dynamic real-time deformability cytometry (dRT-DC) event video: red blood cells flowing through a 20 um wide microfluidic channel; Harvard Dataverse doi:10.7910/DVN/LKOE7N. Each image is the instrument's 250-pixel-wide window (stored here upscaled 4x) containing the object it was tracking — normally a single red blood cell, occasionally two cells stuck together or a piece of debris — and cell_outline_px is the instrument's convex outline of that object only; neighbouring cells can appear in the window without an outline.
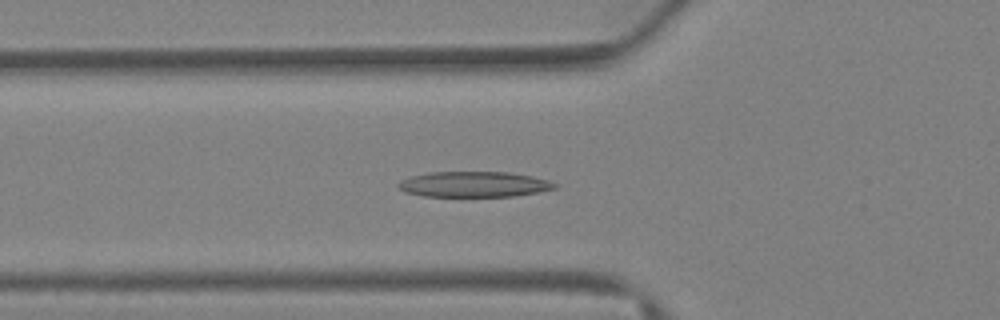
{"species": "Egyptian fruit bat (a non-hibernating species)", "species_latin": "Rousettus aegyptiacus", "temperature_condition": "warm", "stored_images_in_passage": 29, "camera_frame_rate_fps": 3000, "um_per_image_px": 0.085, "animal": {"sex": "female"}, "frame": {"image": 1, "passage_image": 4, "time_ms": 1.0, "image_size_px": [1000, 320], "cell_outline_px": [[560, 184], [556, 188], [540, 192], [512, 196], [424, 196], [404, 192], [396, 184], [400, 180], [412, 176], [432, 172], [508, 172], [532, 176], [548, 180]], "centroid_in_image_um": [40.32, 15.66], "position_along_channel_um": 85.5, "area_um2": 23.29}}
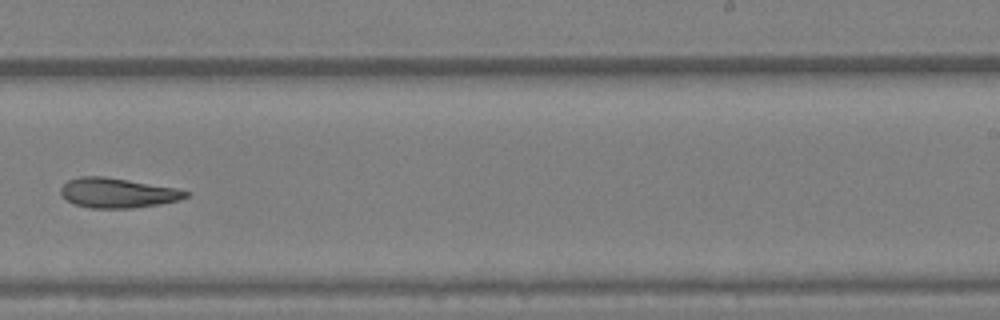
{"frame": {"image": 2, "passage_image": 15, "time_ms": 4.667, "image_size_px": [1000, 320], "cell_outline_px": [[192, 192], [188, 196], [180, 200], [160, 204], [128, 208], [92, 208], [72, 204], [60, 192], [60, 188], [68, 180], [80, 176], [104, 176], [176, 188]], "centroid_in_image_um": [10.0, 16.39], "position_along_channel_um": 279.0, "area_um2": 21.68}}
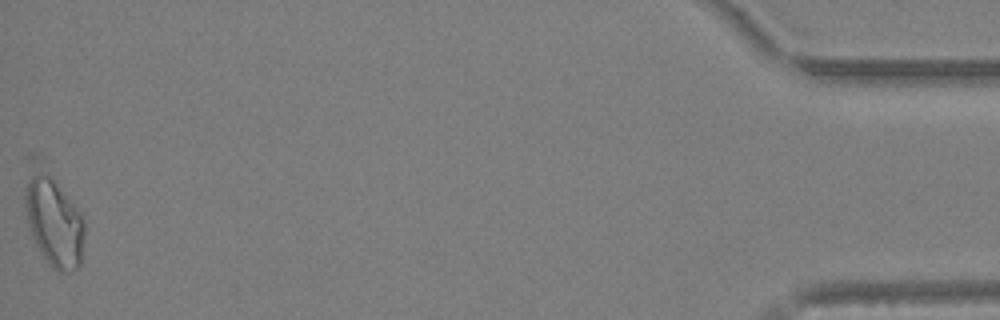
{"frame": {"image": 3, "passage_image": 29, "time_ms": 9.333, "image_size_px": [1000, 320], "cell_outline_px": [[84, 240], [80, 264], [76, 268], [64, 272], [60, 272], [48, 264], [40, 252], [28, 228], [24, 204], [24, 188], [28, 156], [32, 152], [40, 152], [44, 156], [80, 212], [84, 220]], "centroid_in_image_um": [4.46, 18.35], "position_along_channel_um": 430.7, "area_um2": 34.68}}